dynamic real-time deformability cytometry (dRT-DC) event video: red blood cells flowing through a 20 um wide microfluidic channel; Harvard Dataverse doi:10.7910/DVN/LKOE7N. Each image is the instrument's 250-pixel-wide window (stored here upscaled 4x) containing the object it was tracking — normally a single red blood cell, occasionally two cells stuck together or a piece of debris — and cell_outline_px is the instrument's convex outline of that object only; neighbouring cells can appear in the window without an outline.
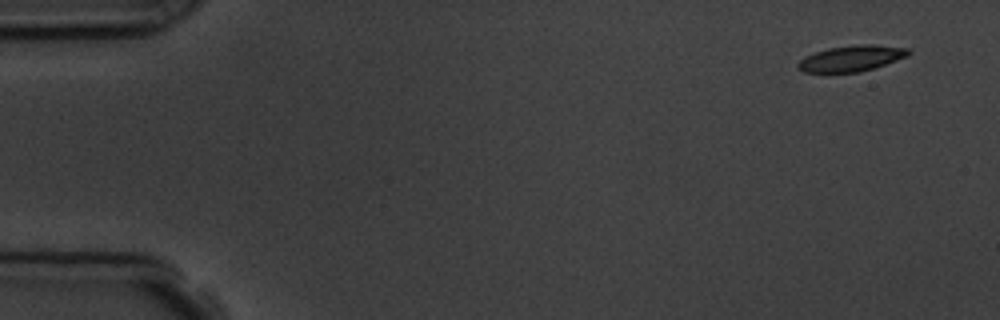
{"species": "common noctule bat (a hibernating species)", "species_latin": "Nyctalus noctula", "temperature_condition": "room temperature", "stored_images_in_passage": 5, "camera_frame_rate_fps": 3000, "um_per_image_px": 0.085, "animal": {"sex": "male", "body_mass_g": 19.5, "forearm_length_mm": 54.6}, "frame": {"image": 1, "passage_image": 1, "time_ms": 0.0, "image_size_px": [1000, 320], "cell_outline_px": [[912, 52], [908, 56], [860, 72], [804, 72], [796, 64], [804, 56], [828, 48], [856, 44], [872, 44], [908, 48]], "centroid_in_image_um": [72.38, 4.95], "position_along_channel_um": 12.6, "area_um2": 16.53}}
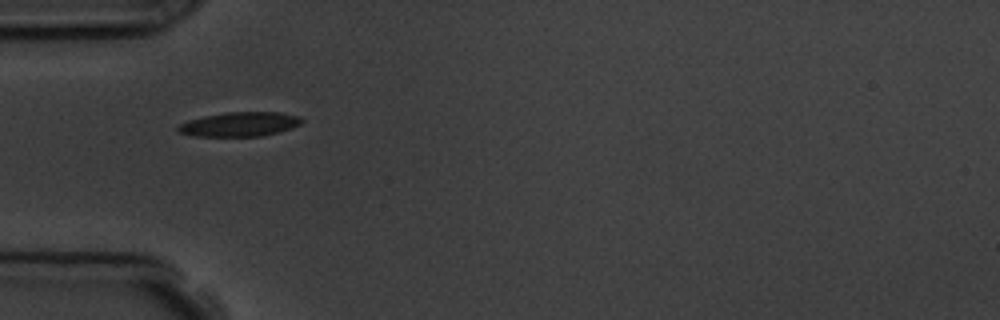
{"frame": {"image": 2, "passage_image": 5, "time_ms": 4.667, "image_size_px": [1000, 320], "cell_outline_px": [[304, 120], [300, 124], [292, 128], [280, 132], [260, 136], [192, 136], [180, 132], [176, 128], [180, 124], [188, 120], [204, 116], [228, 112], [280, 112], [300, 116]], "centroid_in_image_um": [20.41, 10.56], "position_along_channel_um": 64.6, "area_um2": 17.57}}